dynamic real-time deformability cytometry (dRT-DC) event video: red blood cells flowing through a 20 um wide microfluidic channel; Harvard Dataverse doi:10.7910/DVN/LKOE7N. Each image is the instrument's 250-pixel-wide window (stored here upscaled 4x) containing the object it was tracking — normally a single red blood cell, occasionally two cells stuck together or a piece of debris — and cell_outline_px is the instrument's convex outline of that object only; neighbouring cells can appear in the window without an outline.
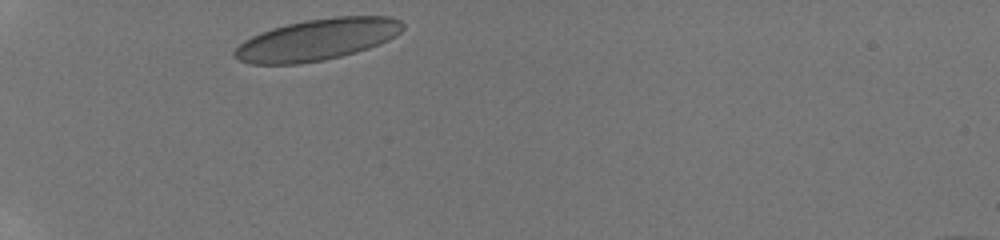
{"species": "human", "species_latin": "Homo sapiens", "temperature_condition": "room temperature", "stored_images_in_passage": 24, "camera_frame_rate_fps": 3000, "um_per_image_px": 0.085, "donor": {"sex": "male"}, "frame": {"image": 1, "passage_image": 1, "time_ms": 0.0, "image_size_px": [1000, 240], "cell_outline_px": [[404, 28], [396, 36], [380, 44], [356, 52], [324, 60], [300, 64], [252, 64], [240, 60], [232, 56], [232, 52], [244, 40], [260, 32], [272, 28], [304, 20], [336, 16], [392, 16], [400, 20], [404, 24]], "centroid_in_image_um": [26.97, 3.36], "position_along_channel_um": 58.0, "area_um2": 40.81}}
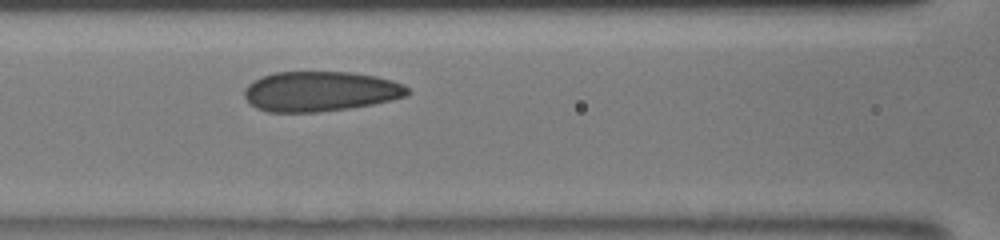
{"frame": {"image": 2, "passage_image": 17, "time_ms": 2.667, "image_size_px": [1000, 240], "cell_outline_px": [[412, 92], [408, 96], [392, 100], [372, 104], [348, 108], [320, 112], [268, 112], [256, 108], [244, 96], [244, 88], [248, 84], [260, 76], [276, 72], [352, 72], [376, 76], [392, 80], [404, 84]], "centroid_in_image_um": [27.24, 7.76], "position_along_channel_um": 139.4, "area_um2": 38.32}}
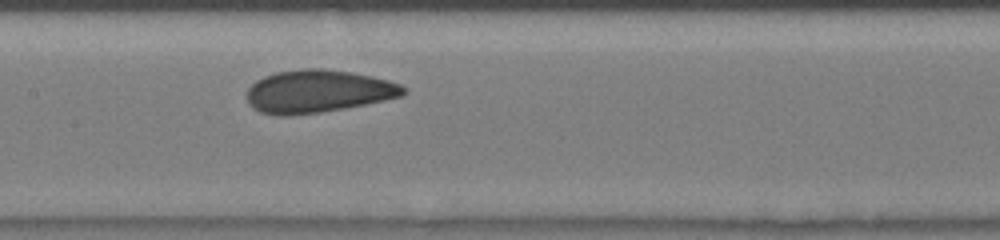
{"frame": {"image": 3, "passage_image": 23, "time_ms": 3.667, "image_size_px": [1000, 240], "cell_outline_px": [[408, 92], [404, 96], [344, 108], [320, 112], [260, 112], [252, 108], [248, 104], [248, 88], [256, 80], [264, 76], [276, 72], [300, 68], [320, 68], [352, 72], [372, 76], [388, 80], [400, 84], [408, 88]], "centroid_in_image_um": [27.11, 7.71], "position_along_channel_um": 180.3, "area_um2": 38.26}}